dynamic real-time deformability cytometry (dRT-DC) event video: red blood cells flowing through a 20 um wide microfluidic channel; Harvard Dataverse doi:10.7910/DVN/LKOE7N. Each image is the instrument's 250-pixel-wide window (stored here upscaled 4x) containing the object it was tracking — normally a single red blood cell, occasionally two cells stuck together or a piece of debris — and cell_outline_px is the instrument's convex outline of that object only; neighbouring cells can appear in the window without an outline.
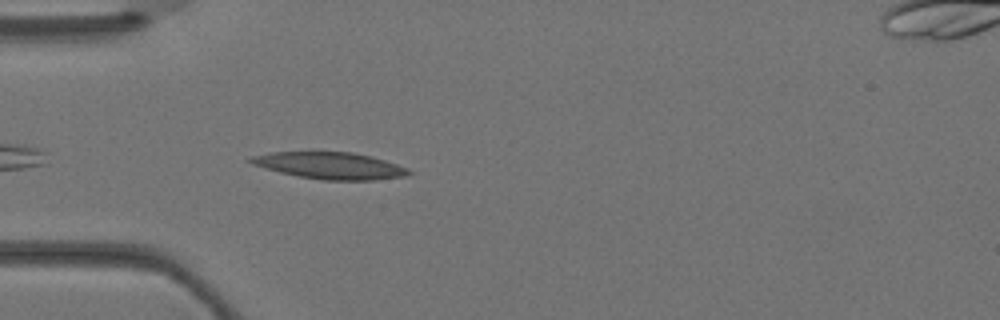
{"species": "Egyptian fruit bat (a non-hibernating species)", "species_latin": "Rousettus aegyptiacus", "temperature_condition": "warm", "stored_images_in_passage": 4, "camera_frame_rate_fps": 3000, "um_per_image_px": 0.085, "animal": {"sex": "female"}, "frame": {"image": 1, "passage_image": 3, "time_ms": 0.667, "image_size_px": [1000, 320], "cell_outline_px": [[412, 172], [404, 176], [372, 180], [320, 180], [280, 172], [264, 168], [252, 164], [244, 160], [252, 156], [272, 152], [352, 152], [372, 156], [408, 168]], "centroid_in_image_um": [28.02, 14.07], "position_along_channel_um": 57.0, "area_um2": 24.57}}